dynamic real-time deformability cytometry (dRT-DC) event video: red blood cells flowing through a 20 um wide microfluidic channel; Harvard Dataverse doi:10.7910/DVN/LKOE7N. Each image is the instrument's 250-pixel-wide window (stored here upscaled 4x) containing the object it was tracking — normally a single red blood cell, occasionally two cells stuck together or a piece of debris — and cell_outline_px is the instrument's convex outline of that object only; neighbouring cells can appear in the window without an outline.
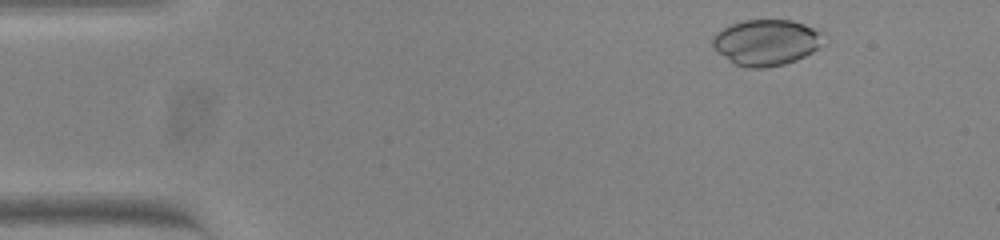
{"species": "common noctule bat (a hibernating species)", "species_latin": "Nyctalus noctula", "temperature_condition": "warm", "stored_images_in_passage": 51, "camera_frame_rate_fps": 3000, "um_per_image_px": 0.085, "animal": {"sex": "female", "body_mass_g": 23.0, "forearm_length_mm": 53.4}, "frame": {"image": 1, "passage_image": 4, "time_ms": 1.0, "image_size_px": [1000, 240], "cell_outline_px": [[828, 44], [796, 60], [784, 64], [764, 68], [748, 68], [736, 64], [720, 52], [712, 44], [712, 36], [716, 32], [732, 24], [744, 20], [792, 20], [820, 28], [828, 36]], "centroid_in_image_um": [65.29, 3.58], "position_along_channel_um": 19.7, "area_um2": 30.23}}
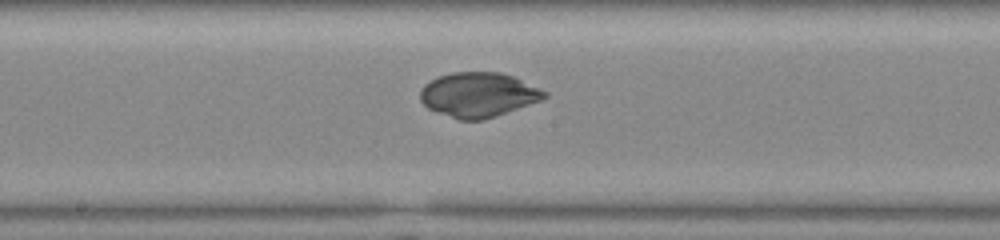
{"frame": {"image": 2, "passage_image": 26, "time_ms": 8.333, "image_size_px": [1000, 240], "cell_outline_px": [[548, 96], [540, 100], [484, 120], [460, 120], [436, 112], [428, 108], [420, 100], [420, 92], [424, 84], [440, 76], [452, 72], [500, 72], [512, 76], [540, 88], [548, 92]], "centroid_in_image_um": [40.65, 8.05], "position_along_channel_um": 207.6, "area_um2": 32.08}}
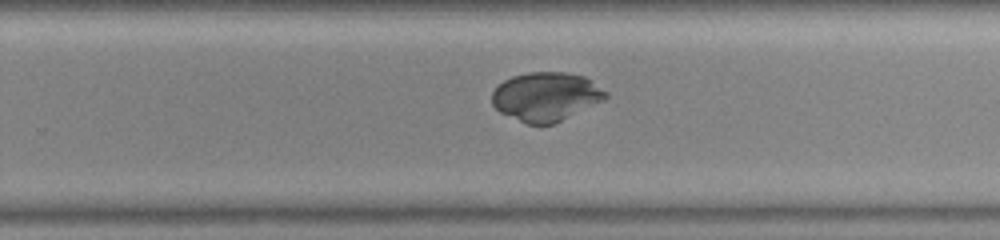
{"frame": {"image": 3, "passage_image": 32, "time_ms": 10.333, "image_size_px": [1000, 240], "cell_outline_px": [[608, 96], [604, 100], [552, 124], [528, 124], [500, 112], [492, 104], [492, 92], [504, 80], [512, 76], [528, 72], [564, 72], [584, 76], [608, 92]], "centroid_in_image_um": [46.4, 8.19], "position_along_channel_um": 283.4, "area_um2": 32.02}}